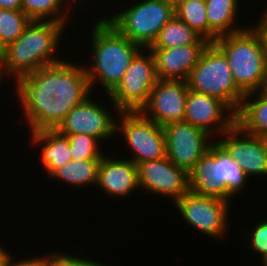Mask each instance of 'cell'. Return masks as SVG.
Returning <instances> with one entry per match:
<instances>
[{"label": "cell", "mask_w": 267, "mask_h": 266, "mask_svg": "<svg viewBox=\"0 0 267 266\" xmlns=\"http://www.w3.org/2000/svg\"><path fill=\"white\" fill-rule=\"evenodd\" d=\"M261 264L262 266H267V255H265L262 259H261Z\"/></svg>", "instance_id": "37"}, {"label": "cell", "mask_w": 267, "mask_h": 266, "mask_svg": "<svg viewBox=\"0 0 267 266\" xmlns=\"http://www.w3.org/2000/svg\"><path fill=\"white\" fill-rule=\"evenodd\" d=\"M208 43L188 24L174 16L162 27L149 48H175L186 45H207Z\"/></svg>", "instance_id": "23"}, {"label": "cell", "mask_w": 267, "mask_h": 266, "mask_svg": "<svg viewBox=\"0 0 267 266\" xmlns=\"http://www.w3.org/2000/svg\"><path fill=\"white\" fill-rule=\"evenodd\" d=\"M263 90L267 93V76H266V82H265Z\"/></svg>", "instance_id": "39"}, {"label": "cell", "mask_w": 267, "mask_h": 266, "mask_svg": "<svg viewBox=\"0 0 267 266\" xmlns=\"http://www.w3.org/2000/svg\"><path fill=\"white\" fill-rule=\"evenodd\" d=\"M90 33L91 62L84 65L89 84L93 94L96 86H101L99 89L109 95L143 47L120 34L105 19L95 20Z\"/></svg>", "instance_id": "3"}, {"label": "cell", "mask_w": 267, "mask_h": 266, "mask_svg": "<svg viewBox=\"0 0 267 266\" xmlns=\"http://www.w3.org/2000/svg\"><path fill=\"white\" fill-rule=\"evenodd\" d=\"M93 96V94L89 95L67 114L56 128L60 134L68 136L84 133L97 138L101 144L109 140L114 141L119 111L110 97L106 98L112 106L108 108V105L103 106L104 102L100 103ZM111 108L115 111L114 114L109 110Z\"/></svg>", "instance_id": "11"}, {"label": "cell", "mask_w": 267, "mask_h": 266, "mask_svg": "<svg viewBox=\"0 0 267 266\" xmlns=\"http://www.w3.org/2000/svg\"><path fill=\"white\" fill-rule=\"evenodd\" d=\"M63 1V3H64V5L66 6V8L68 9V10H71V12H72V8L74 9L75 8V5L74 4H76V3H79L78 1H80L81 3H83L82 1H85V0H62ZM65 1H67V2H65ZM72 2L74 3V4H72ZM76 2V3H75ZM70 3V4H69ZM70 6V7H69ZM72 7V8H71Z\"/></svg>", "instance_id": "35"}, {"label": "cell", "mask_w": 267, "mask_h": 266, "mask_svg": "<svg viewBox=\"0 0 267 266\" xmlns=\"http://www.w3.org/2000/svg\"><path fill=\"white\" fill-rule=\"evenodd\" d=\"M266 9L263 10V13H261V18H259L258 23L253 26L252 22L251 25H249L254 32L258 35L262 49L264 52V56L266 57L267 60V6H265Z\"/></svg>", "instance_id": "30"}, {"label": "cell", "mask_w": 267, "mask_h": 266, "mask_svg": "<svg viewBox=\"0 0 267 266\" xmlns=\"http://www.w3.org/2000/svg\"><path fill=\"white\" fill-rule=\"evenodd\" d=\"M167 4L173 6L174 8L182 1V0H162Z\"/></svg>", "instance_id": "36"}, {"label": "cell", "mask_w": 267, "mask_h": 266, "mask_svg": "<svg viewBox=\"0 0 267 266\" xmlns=\"http://www.w3.org/2000/svg\"><path fill=\"white\" fill-rule=\"evenodd\" d=\"M265 143L267 145V136L264 137Z\"/></svg>", "instance_id": "40"}, {"label": "cell", "mask_w": 267, "mask_h": 266, "mask_svg": "<svg viewBox=\"0 0 267 266\" xmlns=\"http://www.w3.org/2000/svg\"><path fill=\"white\" fill-rule=\"evenodd\" d=\"M189 191L232 203L250 185V178L215 140L188 173ZM246 185V186H245Z\"/></svg>", "instance_id": "4"}, {"label": "cell", "mask_w": 267, "mask_h": 266, "mask_svg": "<svg viewBox=\"0 0 267 266\" xmlns=\"http://www.w3.org/2000/svg\"><path fill=\"white\" fill-rule=\"evenodd\" d=\"M132 3L123 5L121 11L116 8L113 16L108 14L96 20L105 19L130 41L149 48L162 27L175 16V8L162 0H132Z\"/></svg>", "instance_id": "6"}, {"label": "cell", "mask_w": 267, "mask_h": 266, "mask_svg": "<svg viewBox=\"0 0 267 266\" xmlns=\"http://www.w3.org/2000/svg\"><path fill=\"white\" fill-rule=\"evenodd\" d=\"M175 16L188 24L208 41V22L205 0H182L175 7Z\"/></svg>", "instance_id": "25"}, {"label": "cell", "mask_w": 267, "mask_h": 266, "mask_svg": "<svg viewBox=\"0 0 267 266\" xmlns=\"http://www.w3.org/2000/svg\"><path fill=\"white\" fill-rule=\"evenodd\" d=\"M220 137L217 142L250 179L252 176L267 177V145L264 138L245 132L236 123Z\"/></svg>", "instance_id": "15"}, {"label": "cell", "mask_w": 267, "mask_h": 266, "mask_svg": "<svg viewBox=\"0 0 267 266\" xmlns=\"http://www.w3.org/2000/svg\"><path fill=\"white\" fill-rule=\"evenodd\" d=\"M42 256V257H41ZM7 266H45V255L23 258L16 261V258L10 257Z\"/></svg>", "instance_id": "31"}, {"label": "cell", "mask_w": 267, "mask_h": 266, "mask_svg": "<svg viewBox=\"0 0 267 266\" xmlns=\"http://www.w3.org/2000/svg\"><path fill=\"white\" fill-rule=\"evenodd\" d=\"M101 159L71 160L58 168L49 178L59 180L70 188L96 186L98 167Z\"/></svg>", "instance_id": "22"}, {"label": "cell", "mask_w": 267, "mask_h": 266, "mask_svg": "<svg viewBox=\"0 0 267 266\" xmlns=\"http://www.w3.org/2000/svg\"><path fill=\"white\" fill-rule=\"evenodd\" d=\"M29 141L33 147H40L39 160L43 165L42 170L47 175V179L65 163L72 160L71 147L68 136L60 134L56 129H43L32 131Z\"/></svg>", "instance_id": "19"}, {"label": "cell", "mask_w": 267, "mask_h": 266, "mask_svg": "<svg viewBox=\"0 0 267 266\" xmlns=\"http://www.w3.org/2000/svg\"><path fill=\"white\" fill-rule=\"evenodd\" d=\"M254 225L248 230L249 232L247 230L243 232V238L246 237V242L249 244L247 247L253 251L252 253L259 255L262 259L267 255V219L262 217Z\"/></svg>", "instance_id": "28"}, {"label": "cell", "mask_w": 267, "mask_h": 266, "mask_svg": "<svg viewBox=\"0 0 267 266\" xmlns=\"http://www.w3.org/2000/svg\"><path fill=\"white\" fill-rule=\"evenodd\" d=\"M188 88L216 97L238 112L245 94L236 86L223 52L209 42L186 80Z\"/></svg>", "instance_id": "7"}, {"label": "cell", "mask_w": 267, "mask_h": 266, "mask_svg": "<svg viewBox=\"0 0 267 266\" xmlns=\"http://www.w3.org/2000/svg\"><path fill=\"white\" fill-rule=\"evenodd\" d=\"M185 224L211 239L221 242L230 230L229 217L232 205L229 201L202 196L188 191L174 203ZM223 239V240H222Z\"/></svg>", "instance_id": "9"}, {"label": "cell", "mask_w": 267, "mask_h": 266, "mask_svg": "<svg viewBox=\"0 0 267 266\" xmlns=\"http://www.w3.org/2000/svg\"><path fill=\"white\" fill-rule=\"evenodd\" d=\"M166 157L189 173L215 141L206 131L181 121L163 126Z\"/></svg>", "instance_id": "12"}, {"label": "cell", "mask_w": 267, "mask_h": 266, "mask_svg": "<svg viewBox=\"0 0 267 266\" xmlns=\"http://www.w3.org/2000/svg\"><path fill=\"white\" fill-rule=\"evenodd\" d=\"M5 80V78L3 77L2 75V72H1V65H0V85L1 83ZM2 81V82H1Z\"/></svg>", "instance_id": "38"}, {"label": "cell", "mask_w": 267, "mask_h": 266, "mask_svg": "<svg viewBox=\"0 0 267 266\" xmlns=\"http://www.w3.org/2000/svg\"><path fill=\"white\" fill-rule=\"evenodd\" d=\"M68 138L72 160L101 159L106 153L102 150L104 144L91 135L81 133L68 135Z\"/></svg>", "instance_id": "27"}, {"label": "cell", "mask_w": 267, "mask_h": 266, "mask_svg": "<svg viewBox=\"0 0 267 266\" xmlns=\"http://www.w3.org/2000/svg\"><path fill=\"white\" fill-rule=\"evenodd\" d=\"M207 45L175 48H149L155 60L156 75L162 80H187Z\"/></svg>", "instance_id": "18"}, {"label": "cell", "mask_w": 267, "mask_h": 266, "mask_svg": "<svg viewBox=\"0 0 267 266\" xmlns=\"http://www.w3.org/2000/svg\"><path fill=\"white\" fill-rule=\"evenodd\" d=\"M157 80L154 56L149 48H143L132 60L121 82L106 97H110L118 111H141Z\"/></svg>", "instance_id": "10"}, {"label": "cell", "mask_w": 267, "mask_h": 266, "mask_svg": "<svg viewBox=\"0 0 267 266\" xmlns=\"http://www.w3.org/2000/svg\"><path fill=\"white\" fill-rule=\"evenodd\" d=\"M80 266H107L106 263L103 264V262H98L96 259H88L85 257H80ZM109 266V265H108Z\"/></svg>", "instance_id": "34"}, {"label": "cell", "mask_w": 267, "mask_h": 266, "mask_svg": "<svg viewBox=\"0 0 267 266\" xmlns=\"http://www.w3.org/2000/svg\"><path fill=\"white\" fill-rule=\"evenodd\" d=\"M96 188L116 200L131 196L139 189L136 164L124 156L105 153L98 167Z\"/></svg>", "instance_id": "17"}, {"label": "cell", "mask_w": 267, "mask_h": 266, "mask_svg": "<svg viewBox=\"0 0 267 266\" xmlns=\"http://www.w3.org/2000/svg\"><path fill=\"white\" fill-rule=\"evenodd\" d=\"M213 43L227 58L234 82L244 94L263 90L267 60L260 39L251 27L220 36Z\"/></svg>", "instance_id": "5"}, {"label": "cell", "mask_w": 267, "mask_h": 266, "mask_svg": "<svg viewBox=\"0 0 267 266\" xmlns=\"http://www.w3.org/2000/svg\"><path fill=\"white\" fill-rule=\"evenodd\" d=\"M31 21L22 10L0 9V51L14 42Z\"/></svg>", "instance_id": "26"}, {"label": "cell", "mask_w": 267, "mask_h": 266, "mask_svg": "<svg viewBox=\"0 0 267 266\" xmlns=\"http://www.w3.org/2000/svg\"><path fill=\"white\" fill-rule=\"evenodd\" d=\"M45 254V266H80V257L76 254L59 251ZM76 255V256H75Z\"/></svg>", "instance_id": "29"}, {"label": "cell", "mask_w": 267, "mask_h": 266, "mask_svg": "<svg viewBox=\"0 0 267 266\" xmlns=\"http://www.w3.org/2000/svg\"><path fill=\"white\" fill-rule=\"evenodd\" d=\"M0 9L22 10L21 0H0Z\"/></svg>", "instance_id": "32"}, {"label": "cell", "mask_w": 267, "mask_h": 266, "mask_svg": "<svg viewBox=\"0 0 267 266\" xmlns=\"http://www.w3.org/2000/svg\"><path fill=\"white\" fill-rule=\"evenodd\" d=\"M8 248L3 247L0 244V266H7L10 257L12 256L11 251L7 250Z\"/></svg>", "instance_id": "33"}, {"label": "cell", "mask_w": 267, "mask_h": 266, "mask_svg": "<svg viewBox=\"0 0 267 266\" xmlns=\"http://www.w3.org/2000/svg\"><path fill=\"white\" fill-rule=\"evenodd\" d=\"M183 121L206 131L216 140L236 123V113L220 99L189 89Z\"/></svg>", "instance_id": "14"}, {"label": "cell", "mask_w": 267, "mask_h": 266, "mask_svg": "<svg viewBox=\"0 0 267 266\" xmlns=\"http://www.w3.org/2000/svg\"><path fill=\"white\" fill-rule=\"evenodd\" d=\"M188 90L186 80L158 79L141 112L160 126L181 122L185 116Z\"/></svg>", "instance_id": "16"}, {"label": "cell", "mask_w": 267, "mask_h": 266, "mask_svg": "<svg viewBox=\"0 0 267 266\" xmlns=\"http://www.w3.org/2000/svg\"><path fill=\"white\" fill-rule=\"evenodd\" d=\"M206 16L208 22V42L218 37L239 32L248 26L237 19L240 13V0H206ZM239 6V7H238Z\"/></svg>", "instance_id": "20"}, {"label": "cell", "mask_w": 267, "mask_h": 266, "mask_svg": "<svg viewBox=\"0 0 267 266\" xmlns=\"http://www.w3.org/2000/svg\"><path fill=\"white\" fill-rule=\"evenodd\" d=\"M115 132L118 139L123 136L126 147L131 152L126 157L136 165L166 157L163 126L147 118L141 111H119Z\"/></svg>", "instance_id": "8"}, {"label": "cell", "mask_w": 267, "mask_h": 266, "mask_svg": "<svg viewBox=\"0 0 267 266\" xmlns=\"http://www.w3.org/2000/svg\"><path fill=\"white\" fill-rule=\"evenodd\" d=\"M22 11L31 19L70 23V10L62 0H21ZM64 8V9H63ZM70 16V17H69Z\"/></svg>", "instance_id": "24"}, {"label": "cell", "mask_w": 267, "mask_h": 266, "mask_svg": "<svg viewBox=\"0 0 267 266\" xmlns=\"http://www.w3.org/2000/svg\"><path fill=\"white\" fill-rule=\"evenodd\" d=\"M138 185L142 192L172 199L173 204L189 191L188 173L167 157L138 163Z\"/></svg>", "instance_id": "13"}, {"label": "cell", "mask_w": 267, "mask_h": 266, "mask_svg": "<svg viewBox=\"0 0 267 266\" xmlns=\"http://www.w3.org/2000/svg\"><path fill=\"white\" fill-rule=\"evenodd\" d=\"M70 24L32 20L25 31L0 51L1 72L5 81L35 72L64 59L56 57L62 36ZM8 77V78H7Z\"/></svg>", "instance_id": "2"}, {"label": "cell", "mask_w": 267, "mask_h": 266, "mask_svg": "<svg viewBox=\"0 0 267 266\" xmlns=\"http://www.w3.org/2000/svg\"><path fill=\"white\" fill-rule=\"evenodd\" d=\"M236 124L253 136H267V93L264 90L245 94L236 113Z\"/></svg>", "instance_id": "21"}, {"label": "cell", "mask_w": 267, "mask_h": 266, "mask_svg": "<svg viewBox=\"0 0 267 266\" xmlns=\"http://www.w3.org/2000/svg\"><path fill=\"white\" fill-rule=\"evenodd\" d=\"M65 59L39 68L13 84V95L29 132L56 129L74 107L92 94L84 64Z\"/></svg>", "instance_id": "1"}]
</instances>
